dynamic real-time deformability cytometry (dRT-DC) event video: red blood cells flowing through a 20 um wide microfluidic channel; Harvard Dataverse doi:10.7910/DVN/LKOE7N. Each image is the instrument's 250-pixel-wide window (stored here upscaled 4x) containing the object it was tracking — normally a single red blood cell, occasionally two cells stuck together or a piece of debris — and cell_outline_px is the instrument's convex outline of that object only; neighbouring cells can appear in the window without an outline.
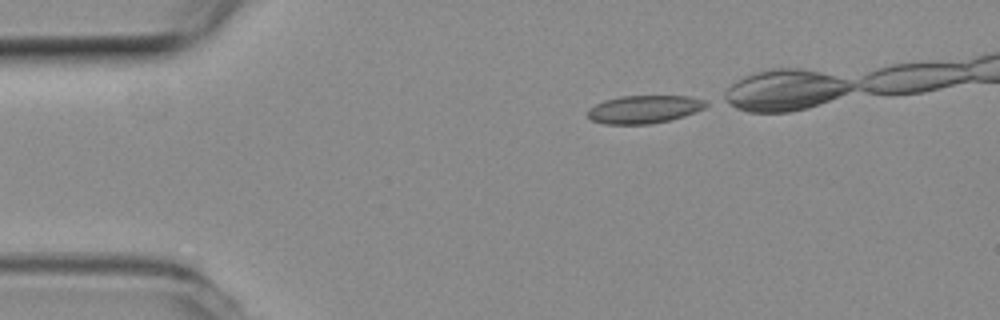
{"species": "common noctule bat (a hibernating species)", "species_latin": "Nyctalus noctula", "temperature_condition": "room temperature", "stored_images_in_passage": 14, "camera_frame_rate_fps": 3000, "um_per_image_px": 0.085, "animal": {"sex": "female", "body_mass_g": 19.3, "forearm_length_mm": 54.1}, "frame": {"image": 1, "passage_image": 1, "time_ms": 0.0, "image_size_px": [1000, 320], "cell_outline_px": [[708, 104], [704, 108], [684, 116], [668, 120], [648, 124], [604, 124], [592, 120], [588, 116], [588, 108], [604, 100], [620, 96], [692, 96], [704, 100]], "centroid_in_image_um": [54.74, 9.28], "position_along_channel_um": 30.3, "area_um2": 19.19}}
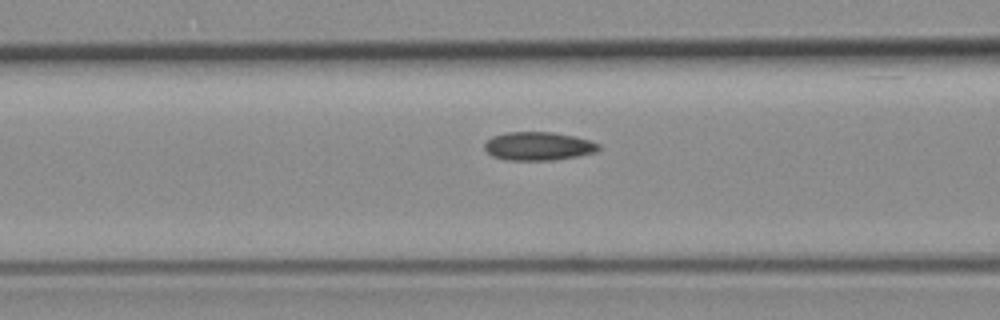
{"frame": {"image": 2, "passage_image": 12, "time_ms": 3.667, "image_size_px": [1000, 320], "cell_outline_px": [[600, 148], [596, 152], [556, 160], [508, 160], [492, 156], [484, 148], [484, 144], [492, 136], [504, 132], [552, 132], [576, 136], [600, 144]], "centroid_in_image_um": [45.76, 12.42], "position_along_channel_um": 120.8, "area_um2": 18.96}}